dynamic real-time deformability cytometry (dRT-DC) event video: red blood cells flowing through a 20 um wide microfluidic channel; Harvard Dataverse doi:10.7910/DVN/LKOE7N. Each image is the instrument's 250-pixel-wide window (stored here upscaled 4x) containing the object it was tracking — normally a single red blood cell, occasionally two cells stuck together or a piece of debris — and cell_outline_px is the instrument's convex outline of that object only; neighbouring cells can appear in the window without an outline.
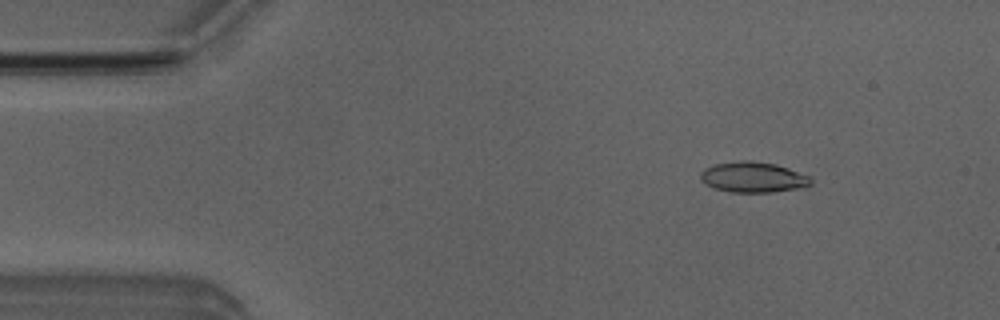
{"species": "Egyptian fruit bat (a non-hibernating species)", "species_latin": "Rousettus aegyptiacus", "temperature_condition": "room temperature", "stored_images_in_passage": 6, "camera_frame_rate_fps": 3000, "um_per_image_px": 0.085, "animal": {"sex": "male"}, "frame": {"image": 1, "passage_image": 2, "time_ms": 1.333, "image_size_px": [1000, 320], "cell_outline_px": [[812, 184], [804, 188], [772, 192], [732, 192], [712, 188], [704, 184], [700, 180], [700, 172], [704, 168], [716, 164], [740, 160], [752, 160], [776, 164], [812, 176]], "centroid_in_image_um": [64.03, 15.06], "position_along_channel_um": 21.0, "area_um2": 20.06}}